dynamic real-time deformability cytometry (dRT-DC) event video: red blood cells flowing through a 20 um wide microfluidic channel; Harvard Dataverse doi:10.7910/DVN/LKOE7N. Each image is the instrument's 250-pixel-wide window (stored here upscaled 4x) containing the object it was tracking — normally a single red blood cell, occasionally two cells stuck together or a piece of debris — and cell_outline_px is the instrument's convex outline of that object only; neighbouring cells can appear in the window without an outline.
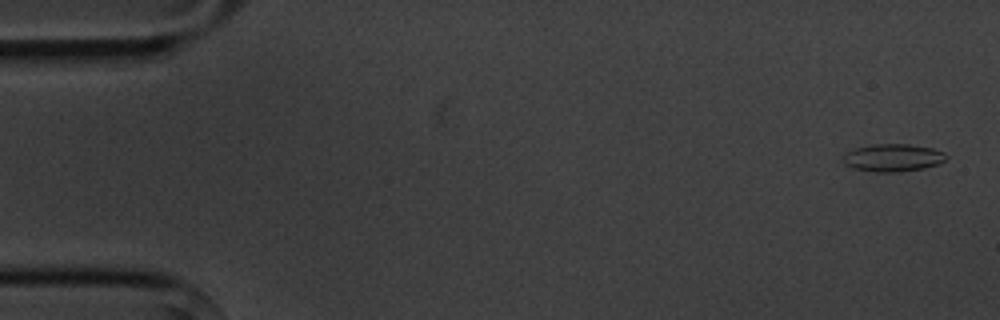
{"species": "common noctule bat (a hibernating species)", "species_latin": "Nyctalus noctula", "temperature_condition": "cold", "stored_images_in_passage": 5, "camera_frame_rate_fps": 3000, "um_per_image_px": 0.085, "animal": {"sex": "male", "body_mass_g": 20.1, "forearm_length_mm": 53.5}, "frame": {"image": 1, "passage_image": 1, "time_ms": 0.0, "image_size_px": [1000, 320], "cell_outline_px": [[948, 156], [940, 164], [924, 168], [900, 172], [876, 172], [852, 168], [844, 164], [844, 152], [856, 148], [872, 144], [908, 144], [932, 148], [944, 152]], "centroid_in_image_um": [75.9, 13.41], "position_along_channel_um": 9.1, "area_um2": 16.7}}
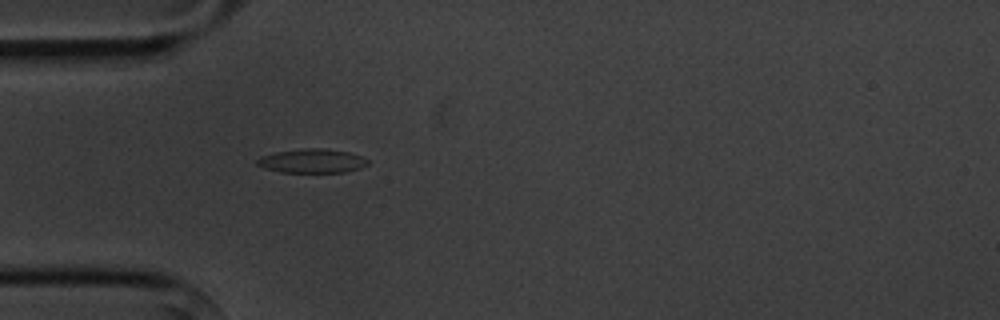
{"frame": {"image": 2, "passage_image": 5, "time_ms": 4.667, "image_size_px": [1000, 320], "cell_outline_px": [[368, 164], [360, 168], [344, 172], [280, 172], [264, 168], [256, 164], [256, 160], [260, 156], [276, 152], [304, 148], [324, 148], [348, 152], [360, 156], [368, 160]], "centroid_in_image_um": [26.49, 13.68], "position_along_channel_um": 58.5, "area_um2": 15.43}}